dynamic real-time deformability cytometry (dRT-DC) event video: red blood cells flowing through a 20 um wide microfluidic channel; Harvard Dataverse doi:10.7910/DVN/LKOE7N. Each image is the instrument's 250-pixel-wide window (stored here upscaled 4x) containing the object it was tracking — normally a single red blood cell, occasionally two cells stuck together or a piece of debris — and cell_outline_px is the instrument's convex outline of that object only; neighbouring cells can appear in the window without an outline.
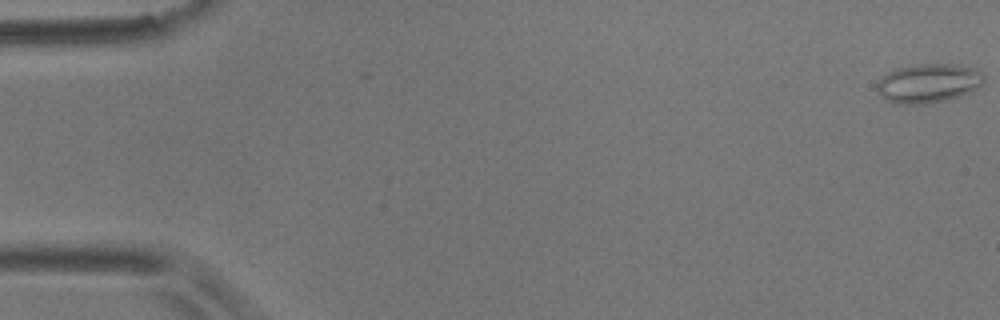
{"species": "common noctule bat (a hibernating species)", "species_latin": "Nyctalus noctula", "temperature_condition": "room temperature", "stored_images_in_passage": 4, "camera_frame_rate_fps": 3000, "um_per_image_px": 0.085, "animal": {"sex": "male", "body_mass_g": 17.9}, "frame": {"image": 1, "passage_image": 1, "time_ms": 0.0, "image_size_px": [1000, 320], "cell_outline_px": [[984, 84], [968, 92], [956, 96], [924, 104], [892, 104], [880, 96], [876, 92], [876, 84], [888, 72], [896, 68], [916, 64], [956, 64], [972, 68], [980, 72], [984, 76]], "centroid_in_image_um": [78.85, 7.07], "position_along_channel_um": 6.1, "area_um2": 24.22}}